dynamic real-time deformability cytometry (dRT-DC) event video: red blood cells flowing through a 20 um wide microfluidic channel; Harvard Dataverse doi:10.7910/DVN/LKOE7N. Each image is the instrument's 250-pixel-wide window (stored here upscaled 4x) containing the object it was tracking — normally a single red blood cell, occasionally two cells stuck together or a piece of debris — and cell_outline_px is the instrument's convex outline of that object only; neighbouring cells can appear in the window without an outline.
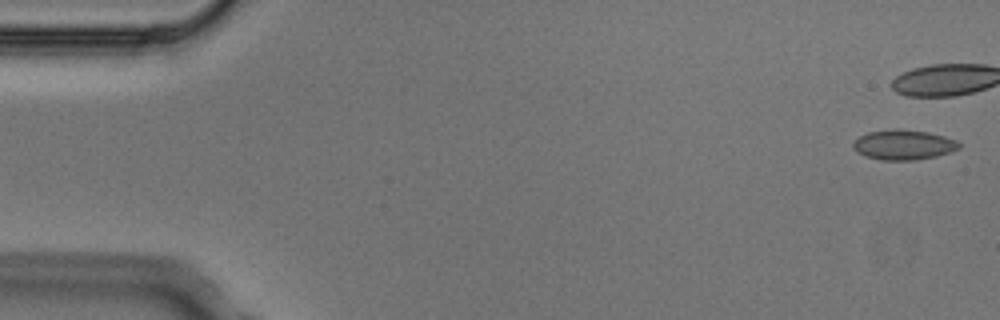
{"species": "Egyptian fruit bat (a non-hibernating species)", "species_latin": "Rousettus aegyptiacus", "temperature_condition": "cold", "stored_images_in_passage": 8, "camera_frame_rate_fps": 3000, "um_per_image_px": 0.085, "animal": {"sex": "male"}, "frame": {"image": 1, "passage_image": 1, "time_ms": 0.0, "image_size_px": [1000, 320], "cell_outline_px": [[960, 148], [936, 156], [916, 160], [880, 160], [864, 156], [856, 152], [852, 148], [852, 144], [860, 136], [868, 132], [892, 128], [896, 128], [928, 132], [944, 136], [956, 140], [960, 144]], "centroid_in_image_um": [76.76, 12.3], "position_along_channel_um": 8.2, "area_um2": 18.61}}